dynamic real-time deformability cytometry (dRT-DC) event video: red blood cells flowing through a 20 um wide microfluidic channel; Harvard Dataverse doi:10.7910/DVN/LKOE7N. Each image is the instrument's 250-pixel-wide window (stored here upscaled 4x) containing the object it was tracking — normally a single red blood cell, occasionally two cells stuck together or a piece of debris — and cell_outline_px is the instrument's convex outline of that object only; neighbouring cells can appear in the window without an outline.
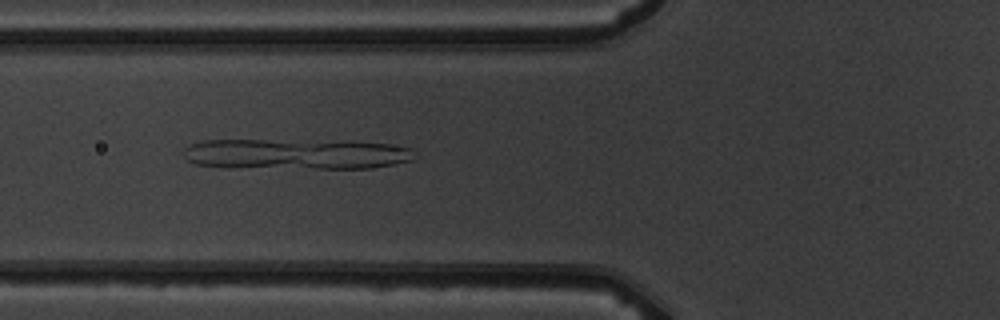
{"species": "common noctule bat (a hibernating species)", "species_latin": "Nyctalus noctula", "temperature_condition": "warm", "stored_images_in_passage": 8, "camera_frame_rate_fps": 3000, "um_per_image_px": 0.085, "animal": {"sex": "male", "body_mass_g": 19.5, "forearm_length_mm": 54.6}, "frame": {"image": 1, "passage_image": 6, "time_ms": 5.667, "image_size_px": [1000, 320], "cell_outline_px": [[416, 156], [412, 160], [372, 168], [228, 168], [196, 164], [188, 160], [184, 156], [184, 148], [188, 144], [204, 140], [352, 140], [388, 144], [412, 148]], "centroid_in_image_um": [25.15, 13.09], "position_along_channel_um": 100.7, "area_um2": 42.08}}